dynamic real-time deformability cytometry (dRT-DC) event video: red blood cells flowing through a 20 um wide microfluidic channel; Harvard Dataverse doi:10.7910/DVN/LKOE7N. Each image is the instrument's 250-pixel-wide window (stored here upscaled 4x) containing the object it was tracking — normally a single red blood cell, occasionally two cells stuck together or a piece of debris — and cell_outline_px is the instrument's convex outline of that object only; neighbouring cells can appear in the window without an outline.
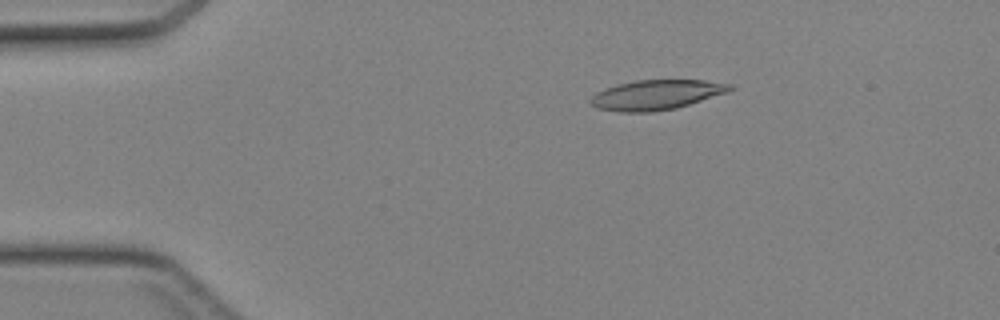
{"species": "Egyptian fruit bat (a non-hibernating species)", "species_latin": "Rousettus aegyptiacus", "temperature_condition": "cold", "stored_images_in_passage": 44, "camera_frame_rate_fps": 3000, "um_per_image_px": 0.085, "animal": {"sex": "female"}, "frame": {"image": 1, "passage_image": 8, "time_ms": 2.333, "image_size_px": [1000, 320], "cell_outline_px": [[736, 88], [728, 92], [676, 108], [648, 112], [616, 112], [596, 108], [588, 100], [596, 92], [616, 84], [636, 80], [704, 80], [732, 84]], "centroid_in_image_um": [55.78, 8.06], "position_along_channel_um": 29.2, "area_um2": 24.33}}
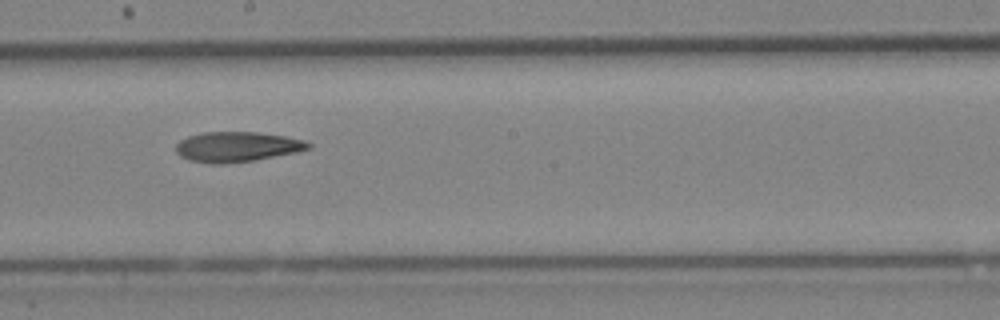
{"frame": {"image": 2, "passage_image": 25, "time_ms": 8.0, "image_size_px": [1000, 320], "cell_outline_px": [[312, 148], [296, 152], [256, 160], [224, 164], [212, 164], [188, 160], [180, 156], [176, 152], [176, 144], [180, 140], [188, 136], [200, 132], [256, 132], [284, 136], [304, 140], [312, 144]], "centroid_in_image_um": [20.13, 12.48], "position_along_channel_um": 228.1, "area_um2": 23.41}}
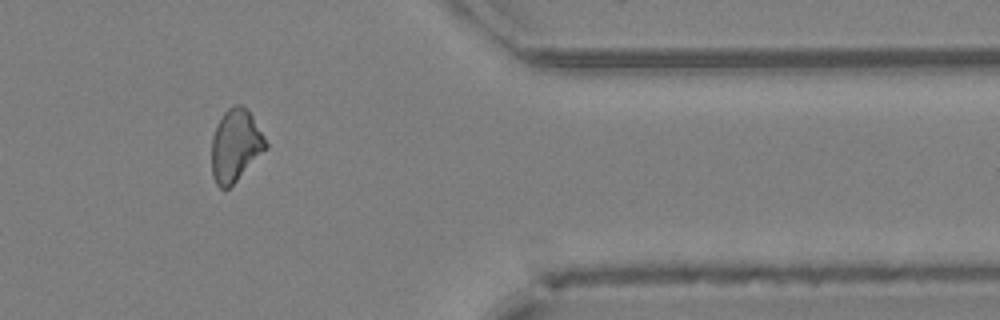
{"frame": {"image": 3, "passage_image": 37, "time_ms": 12.0, "image_size_px": [1000, 320], "cell_outline_px": [[268, 148], [228, 188], [220, 188], [216, 184], [212, 176], [212, 136], [224, 112], [228, 108], [236, 104], [240, 104], [252, 116], [264, 136], [268, 144]], "centroid_in_image_um": [20.02, 12.37], "position_along_channel_um": 391.4, "area_um2": 22.43}}